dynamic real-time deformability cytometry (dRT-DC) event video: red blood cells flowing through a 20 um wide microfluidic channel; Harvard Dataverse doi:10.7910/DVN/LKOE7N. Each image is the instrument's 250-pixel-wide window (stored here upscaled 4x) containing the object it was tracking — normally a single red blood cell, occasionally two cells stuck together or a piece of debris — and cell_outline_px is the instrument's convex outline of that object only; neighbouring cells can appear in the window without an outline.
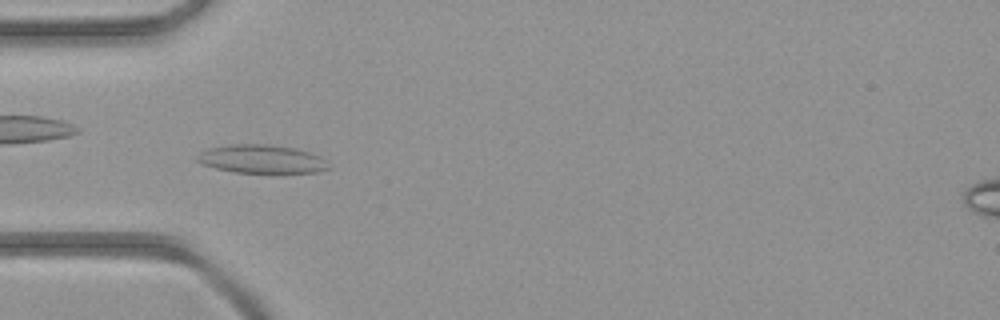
{"species": "common noctule bat (a hibernating species)", "species_latin": "Nyctalus noctula", "temperature_condition": "room temperature", "stored_images_in_passage": 3, "camera_frame_rate_fps": 3000, "um_per_image_px": 0.085, "animal": {"sex": "female", "body_mass_g": 21.9}, "frame": {"image": 1, "passage_image": 3, "time_ms": 3.333, "image_size_px": [1000, 320], "cell_outline_px": [[332, 168], [316, 172], [232, 172], [200, 164], [196, 160], [196, 156], [200, 152], [208, 148], [232, 144], [268, 144], [292, 148], [308, 152], [320, 156]], "centroid_in_image_um": [22.19, 13.52], "position_along_channel_um": 62.8, "area_um2": 21.62}}